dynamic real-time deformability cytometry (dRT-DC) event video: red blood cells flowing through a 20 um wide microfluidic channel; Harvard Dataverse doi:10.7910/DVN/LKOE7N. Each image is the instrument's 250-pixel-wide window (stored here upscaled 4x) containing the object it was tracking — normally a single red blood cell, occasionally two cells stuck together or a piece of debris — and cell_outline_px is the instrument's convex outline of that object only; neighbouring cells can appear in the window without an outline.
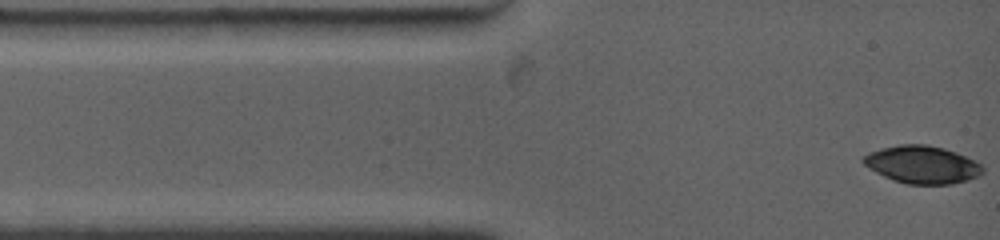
{"species": "common noctule bat (a hibernating species)", "species_latin": "Nyctalus noctula", "temperature_condition": "warm", "stored_images_in_passage": 11, "camera_frame_rate_fps": 4500, "um_per_image_px": 0.085, "animal": {"sex": "female", "body_mass_g": 19.0, "forearm_length_mm": 53.3}, "frame": {"image": 1, "passage_image": 1, "time_ms": 0.0, "image_size_px": [1000, 240], "cell_outline_px": [[984, 172], [980, 176], [968, 180], [952, 184], [904, 184], [892, 180], [868, 168], [860, 160], [868, 152], [880, 148], [900, 144], [928, 144], [944, 148], [956, 152], [980, 164], [984, 168]], "centroid_in_image_um": [78.36, 13.99], "position_along_channel_um": 6.6, "area_um2": 26.41}}
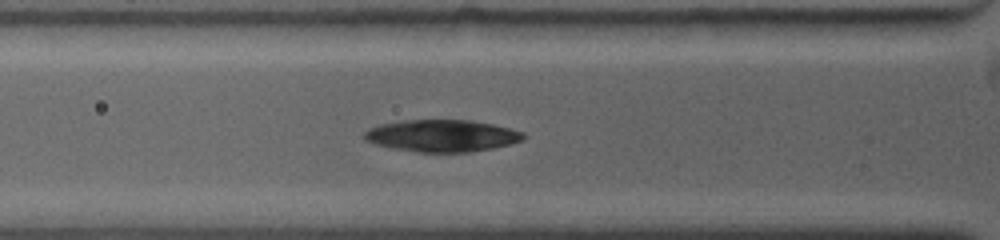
{"frame": {"image": 2, "passage_image": 7, "time_ms": 3.333, "image_size_px": [1000, 240], "cell_outline_px": [[524, 140], [492, 148], [472, 152], [420, 152], [392, 148], [376, 144], [364, 140], [364, 132], [368, 128], [380, 124], [404, 120], [472, 120], [492, 124], [524, 132]], "centroid_in_image_um": [37.55, 11.53], "position_along_channel_um": 88.3, "area_um2": 29.59}}
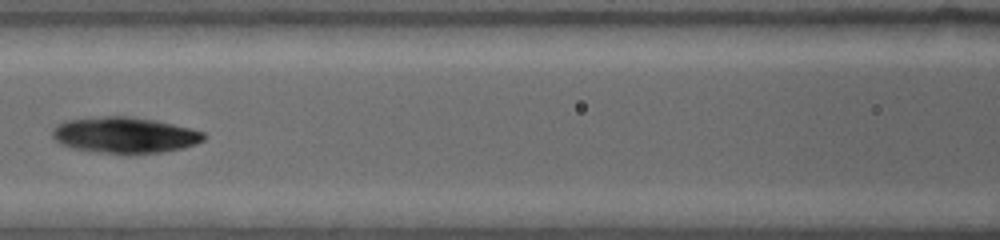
{"frame": {"image": 3, "passage_image": 10, "time_ms": 5.111, "image_size_px": [1000, 240], "cell_outline_px": [[204, 140], [196, 144], [184, 148], [160, 152], [96, 152], [72, 148], [60, 144], [52, 136], [52, 128], [56, 124], [68, 120], [104, 116], [124, 116], [152, 120], [188, 128], [204, 132]], "centroid_in_image_um": [10.55, 11.47], "position_along_channel_um": 156.0, "area_um2": 31.1}}